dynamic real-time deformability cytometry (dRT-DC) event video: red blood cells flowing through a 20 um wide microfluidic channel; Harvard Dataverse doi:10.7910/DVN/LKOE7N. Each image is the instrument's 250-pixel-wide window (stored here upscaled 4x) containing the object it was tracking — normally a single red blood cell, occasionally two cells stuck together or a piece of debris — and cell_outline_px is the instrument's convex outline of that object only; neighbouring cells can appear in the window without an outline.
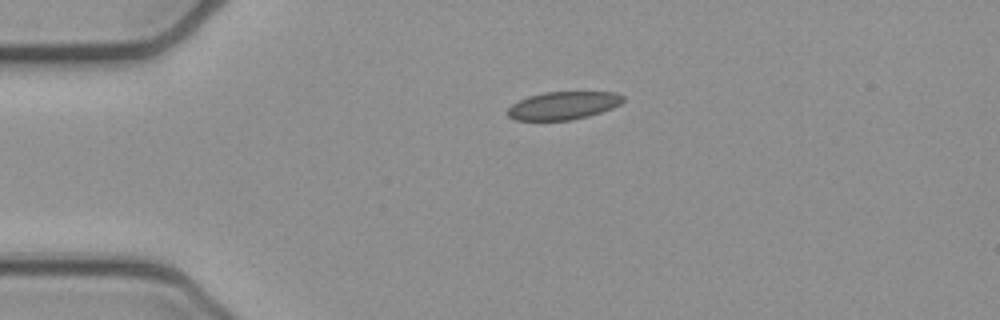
{"species": "common noctule bat (a hibernating species)", "species_latin": "Nyctalus noctula", "temperature_condition": "cold", "stored_images_in_passage": 41, "camera_frame_rate_fps": 3000, "um_per_image_px": 0.085, "animal": {"sex": "female", "body_mass_g": 21.9}, "frame": {"image": 1, "passage_image": 1, "time_ms": 0.0, "image_size_px": [1000, 320], "cell_outline_px": [[624, 100], [620, 104], [612, 108], [588, 116], [572, 120], [516, 120], [508, 116], [508, 108], [512, 104], [528, 96], [544, 92], [616, 92], [624, 96]], "centroid_in_image_um": [47.89, 8.97], "position_along_channel_um": 37.1, "area_um2": 18.73}}
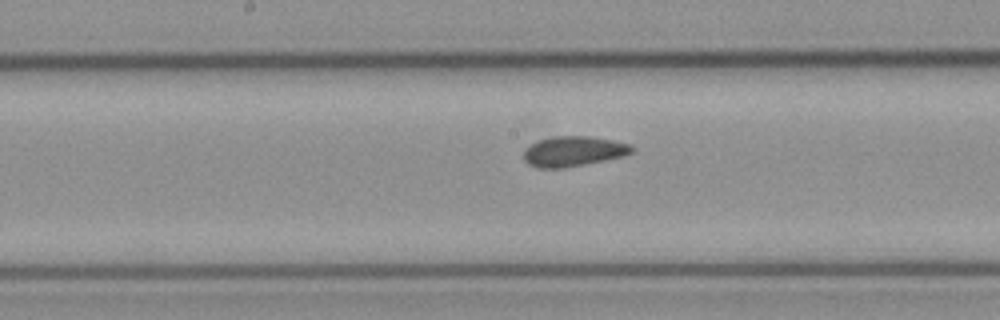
{"frame": {"image": 2, "passage_image": 16, "time_ms": 5.0, "image_size_px": [1000, 320], "cell_outline_px": [[636, 148], [632, 152], [624, 156], [564, 168], [536, 168], [528, 164], [524, 160], [524, 148], [540, 140], [552, 136], [588, 136], [612, 140], [632, 144]], "centroid_in_image_um": [48.75, 12.86], "position_along_channel_um": 199.5, "area_um2": 19.07}}
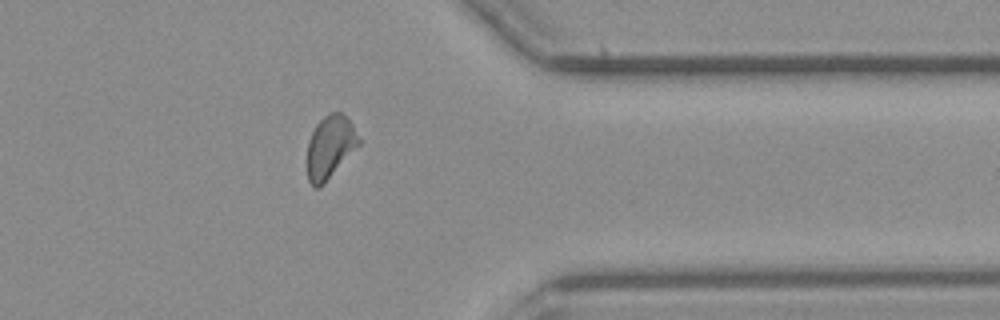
{"frame": {"image": 3, "passage_image": 31, "time_ms": 10.0, "image_size_px": [1000, 320], "cell_outline_px": [[360, 144], [324, 184], [320, 188], [316, 188], [308, 180], [308, 140], [316, 124], [324, 116], [332, 112], [340, 112], [348, 120], [360, 140]], "centroid_in_image_um": [28.04, 12.51], "position_along_channel_um": 383.4, "area_um2": 18.5}, "authors_computed_cell_mechanics": {"area_um2": 18.785, "velocity_mm_per_s": 3.9186, "shape_relaxation_time_tau1_ms": null, "shape_relaxation_time_tau2_ms": 2.2905, "deformation_change_tau1": null, "deformation_change_tau2": 0.0655}}